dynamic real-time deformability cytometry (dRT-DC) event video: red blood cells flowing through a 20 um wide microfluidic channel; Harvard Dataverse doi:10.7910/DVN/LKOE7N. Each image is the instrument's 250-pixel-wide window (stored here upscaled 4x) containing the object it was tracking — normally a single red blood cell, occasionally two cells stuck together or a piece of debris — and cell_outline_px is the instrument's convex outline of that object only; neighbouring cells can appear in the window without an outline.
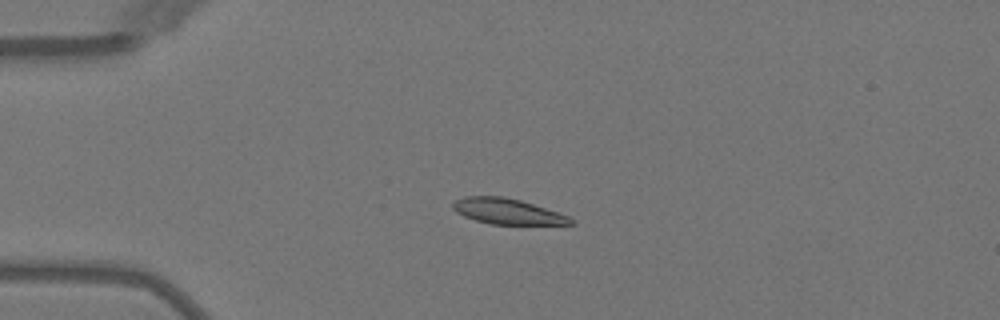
{"species": "Egyptian fruit bat (a non-hibernating species)", "species_latin": "Rousettus aegyptiacus", "temperature_condition": "warm", "stored_images_in_passage": 4, "camera_frame_rate_fps": 3000, "um_per_image_px": 0.085, "animal": {"sex": "female"}, "frame": {"image": 1, "passage_image": 3, "time_ms": 2.333, "image_size_px": [1000, 320], "cell_outline_px": [[576, 224], [492, 224], [476, 220], [464, 216], [456, 212], [452, 208], [452, 204], [456, 200], [464, 196], [504, 196], [520, 200], [568, 216], [576, 220]], "centroid_in_image_um": [43.11, 17.96], "position_along_channel_um": 41.9, "area_um2": 17.4}}